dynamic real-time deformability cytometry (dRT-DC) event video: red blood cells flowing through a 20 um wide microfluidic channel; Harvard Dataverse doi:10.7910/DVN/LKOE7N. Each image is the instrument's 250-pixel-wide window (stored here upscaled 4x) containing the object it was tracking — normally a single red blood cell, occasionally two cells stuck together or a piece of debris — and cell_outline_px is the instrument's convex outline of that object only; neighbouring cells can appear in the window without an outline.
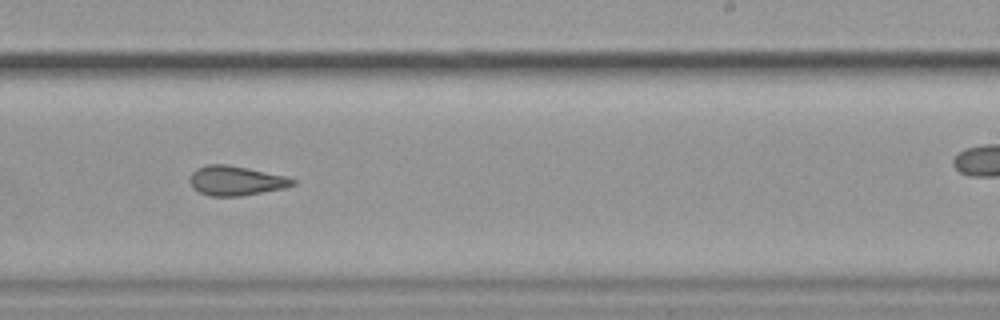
{"species": "common noctule bat (a hibernating species)", "species_latin": "Nyctalus noctula", "temperature_condition": "cold", "stored_images_in_passage": 15, "camera_frame_rate_fps": 3000, "um_per_image_px": 0.085, "animal": {"sex": "female", "body_mass_g": 19.9}, "frame": {"image": 1, "passage_image": 9, "time_ms": 10.0, "image_size_px": [1000, 320], "cell_outline_px": [[296, 184], [284, 188], [240, 196], [208, 196], [192, 188], [188, 180], [188, 176], [196, 168], [208, 164], [228, 164], [288, 176], [296, 180]], "centroid_in_image_um": [20.02, 15.35], "position_along_channel_um": 269.0, "area_um2": 17.98}}
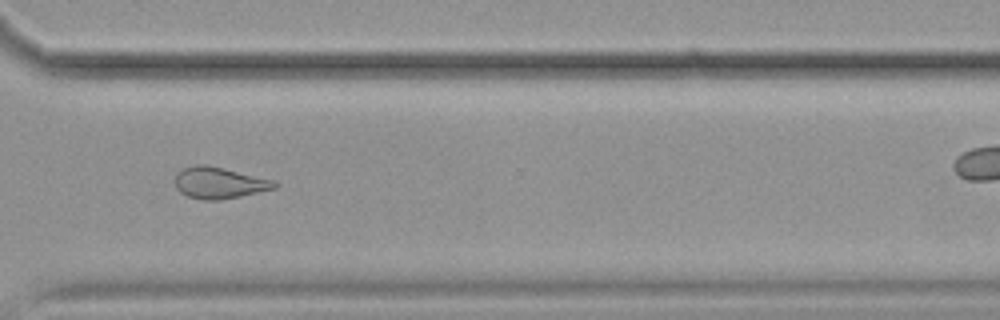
{"frame": {"image": 2, "passage_image": 11, "time_ms": 12.333, "image_size_px": [1000, 320], "cell_outline_px": [[280, 184], [276, 188], [240, 196], [220, 200], [200, 200], [188, 196], [180, 192], [176, 188], [176, 176], [184, 168], [196, 164], [204, 164], [224, 168], [276, 180]], "centroid_in_image_um": [18.68, 15.54], "position_along_channel_um": 351.9, "area_um2": 18.26}, "authors_computed_cell_mechanics": {"area_um2": 19.3052, "velocity_mm_per_s": 3.5445, "shape_relaxation_time_tau1_ms": null, "shape_relaxation_time_tau2_ms": 1.7995, "deformation_change_tau1": null, "deformation_change_tau2": 0.0688}}